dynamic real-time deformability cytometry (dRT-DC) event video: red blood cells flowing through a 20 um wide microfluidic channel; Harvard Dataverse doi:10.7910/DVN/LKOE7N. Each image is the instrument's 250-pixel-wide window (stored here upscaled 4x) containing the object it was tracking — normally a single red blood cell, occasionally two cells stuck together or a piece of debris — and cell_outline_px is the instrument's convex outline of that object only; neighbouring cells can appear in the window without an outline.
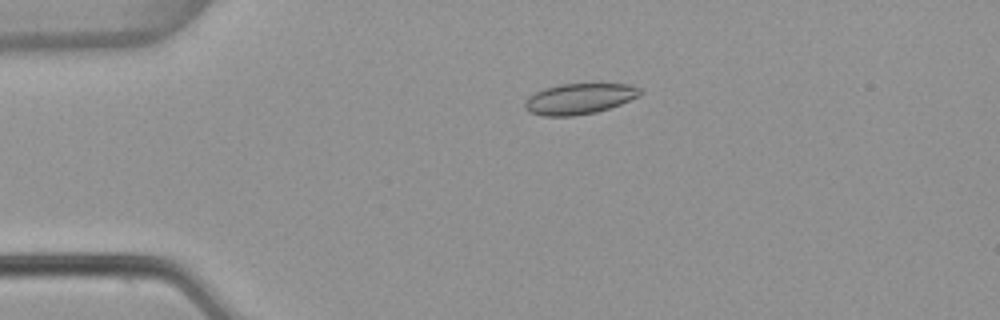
{"species": "common noctule bat (a hibernating species)", "species_latin": "Nyctalus noctula", "temperature_condition": "warm", "stored_images_in_passage": 54, "camera_frame_rate_fps": 3000, "um_per_image_px": 0.085, "animal": {"sex": "female", "body_mass_g": 22.7, "forearm_length_mm": 54.2}, "frame": {"image": 1, "passage_image": 12, "time_ms": 3.667, "image_size_px": [1000, 320], "cell_outline_px": [[640, 96], [620, 104], [596, 112], [572, 116], [544, 116], [528, 112], [524, 108], [524, 100], [528, 96], [544, 88], [560, 84], [628, 84], [640, 88]], "centroid_in_image_um": [49.19, 8.4], "position_along_channel_um": 35.8, "area_um2": 20.63}}
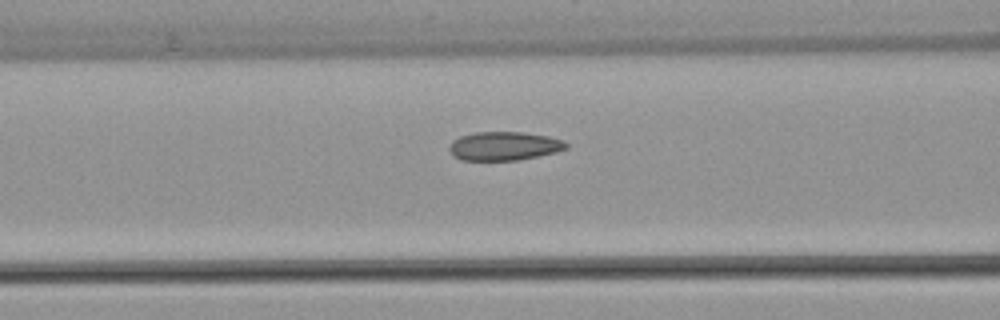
{"frame": {"image": 2, "passage_image": 22, "time_ms": 7.0, "image_size_px": [1000, 320], "cell_outline_px": [[568, 148], [556, 152], [520, 160], [460, 160], [452, 156], [448, 148], [452, 140], [460, 136], [476, 132], [524, 132], [548, 136], [564, 140], [568, 144]], "centroid_in_image_um": [42.84, 12.41], "position_along_channel_um": 123.8, "area_um2": 19.77}}
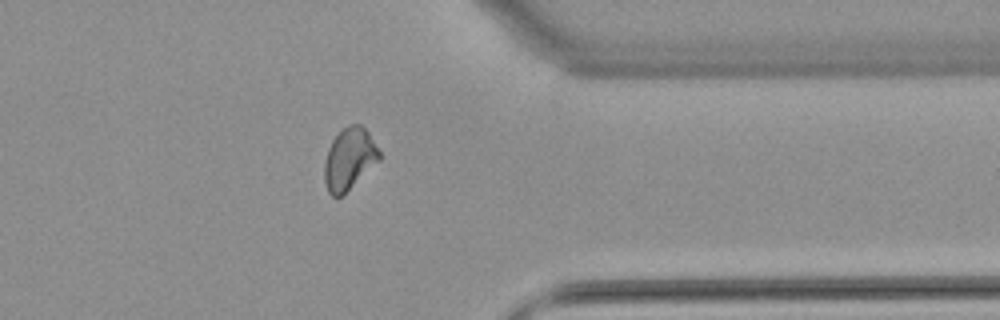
{"frame": {"image": 3, "passage_image": 43, "time_ms": 14.0, "image_size_px": [1000, 320], "cell_outline_px": [[380, 160], [340, 196], [332, 196], [328, 192], [324, 180], [324, 160], [328, 148], [332, 140], [348, 124], [360, 124], [368, 132], [380, 152]], "centroid_in_image_um": [29.67, 13.49], "position_along_channel_um": 381.7, "area_um2": 19.42}, "authors_computed_cell_mechanics": {"area_um2": 20.0277, "velocity_mm_per_s": 3.8226, "shape_relaxation_time_tau1_ms": null, "shape_relaxation_time_tau2_ms": 1.7108, "deformation_change_tau1": null, "deformation_change_tau2": 0.0844}}